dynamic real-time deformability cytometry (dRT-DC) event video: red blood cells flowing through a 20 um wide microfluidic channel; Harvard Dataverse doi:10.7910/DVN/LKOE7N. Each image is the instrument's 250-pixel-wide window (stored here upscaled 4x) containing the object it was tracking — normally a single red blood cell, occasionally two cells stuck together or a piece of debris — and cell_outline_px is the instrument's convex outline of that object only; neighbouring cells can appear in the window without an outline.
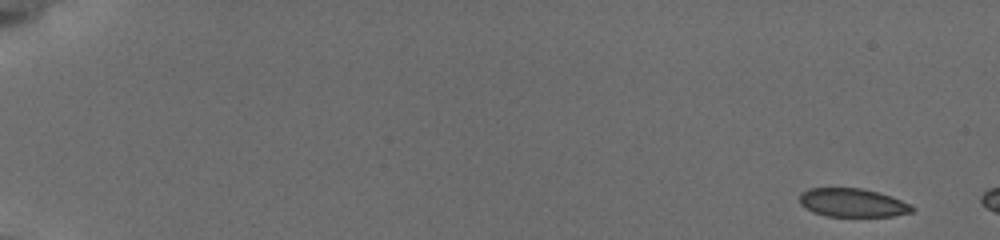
{"species": "common noctule bat (a hibernating species)", "species_latin": "Nyctalus noctula", "temperature_condition": "cold", "stored_images_in_passage": 10, "camera_frame_rate_fps": 3000, "um_per_image_px": 0.085, "animal": {"sex": "female", "body_mass_g": 19.5, "forearm_length_mm": 54.1}, "frame": {"image": 1, "passage_image": 1, "time_ms": 0.0, "image_size_px": [1000, 240], "cell_outline_px": [[916, 208], [912, 212], [892, 216], [824, 216], [812, 212], [804, 208], [800, 204], [800, 192], [808, 188], [860, 188], [892, 196], [912, 204]], "centroid_in_image_um": [72.46, 17.23], "position_along_channel_um": 12.5, "area_um2": 18.9}}